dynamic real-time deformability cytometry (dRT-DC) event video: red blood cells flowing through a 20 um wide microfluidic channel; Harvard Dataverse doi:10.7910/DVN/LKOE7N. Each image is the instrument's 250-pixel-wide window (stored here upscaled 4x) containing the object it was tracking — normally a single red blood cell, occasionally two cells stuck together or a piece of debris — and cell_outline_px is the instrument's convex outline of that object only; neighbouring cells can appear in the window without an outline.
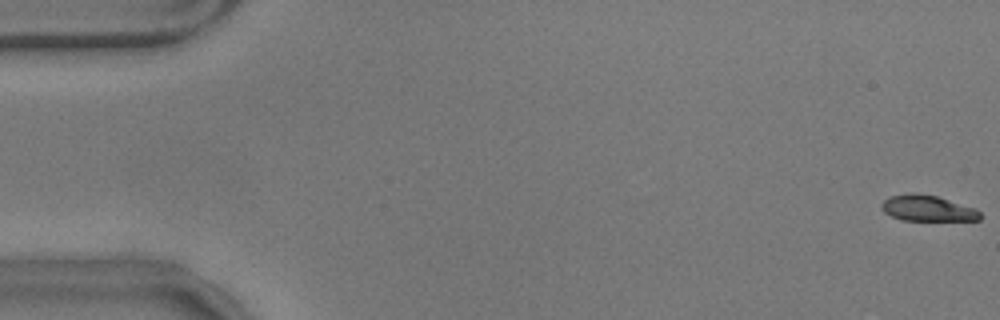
{"species": "common noctule bat (a hibernating species)", "species_latin": "Nyctalus noctula", "temperature_condition": "warm", "stored_images_in_passage": 59, "segment_of_instrument_passage": [1, 2], "camera_frame_rate_fps": 3000, "um_per_image_px": 0.085, "animal": {"sex": "male", "body_mass_g": 17.9}, "frame": {"image": 1, "passage_image": 1, "time_ms": 0.0, "image_size_px": [1000, 320], "cell_outline_px": [[980, 220], [900, 220], [884, 212], [880, 208], [880, 204], [888, 196], [912, 192], [916, 192], [936, 196], [976, 208], [980, 212]], "centroid_in_image_um": [78.79, 17.69], "position_along_channel_um": 6.2, "area_um2": 14.97}}
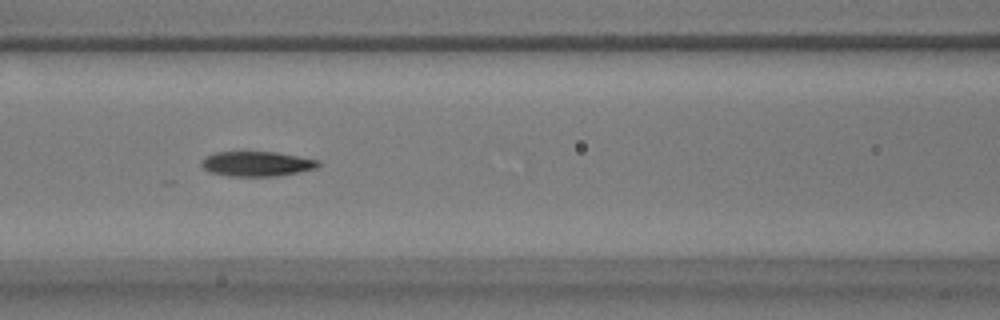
{"frame": {"image": 2, "passage_image": 25, "time_ms": 8.0, "image_size_px": [1000, 320], "cell_outline_px": [[320, 164], [316, 168], [300, 172], [276, 176], [228, 176], [208, 172], [200, 164], [200, 160], [204, 156], [216, 152], [276, 152], [320, 160]], "centroid_in_image_um": [21.8, 13.92], "position_along_channel_um": 144.8, "area_um2": 17.11}}
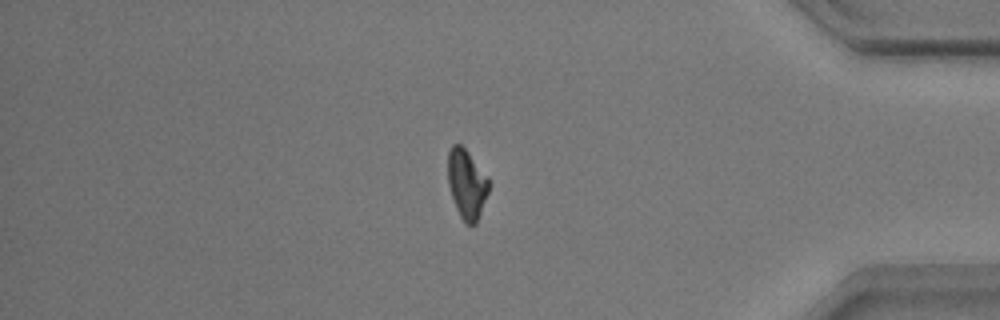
{"frame": {"image": 3, "passage_image": 49, "time_ms": 16.0, "image_size_px": [1000, 320], "cell_outline_px": [[488, 192], [476, 224], [468, 224], [460, 216], [456, 208], [448, 184], [448, 152], [452, 144], [460, 144], [468, 152], [488, 176]], "centroid_in_image_um": [39.66, 15.61], "position_along_channel_um": 395.5, "area_um2": 16.3}}